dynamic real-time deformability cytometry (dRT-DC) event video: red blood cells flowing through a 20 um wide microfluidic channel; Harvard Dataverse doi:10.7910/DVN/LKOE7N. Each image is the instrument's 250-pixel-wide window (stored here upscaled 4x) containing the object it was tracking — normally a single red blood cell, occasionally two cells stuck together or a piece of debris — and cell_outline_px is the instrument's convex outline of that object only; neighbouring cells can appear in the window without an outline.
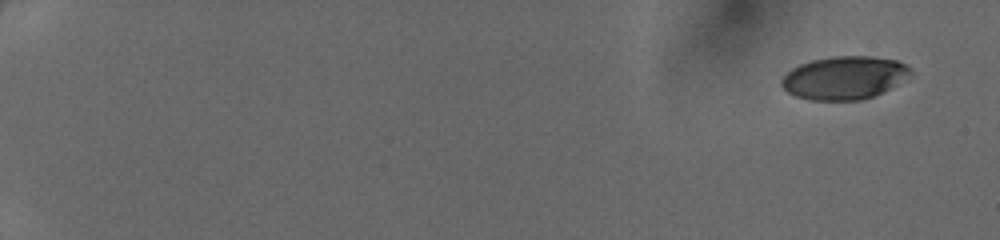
{"species": "human", "species_latin": "Homo sapiens", "temperature_condition": "cold", "stored_images_in_passage": 48, "camera_frame_rate_fps": 3000, "um_per_image_px": 0.085, "donor": {"sex": "female"}, "frame": {"image": 1, "passage_image": 1, "time_ms": 0.0, "image_size_px": [1000, 240], "cell_outline_px": [[912, 72], [888, 88], [872, 96], [860, 100], [808, 100], [796, 96], [788, 92], [780, 84], [780, 80], [792, 68], [800, 64], [812, 60], [832, 56], [872, 56], [896, 60], [912, 68]], "centroid_in_image_um": [71.71, 6.6], "position_along_channel_um": 13.3, "area_um2": 31.96}}
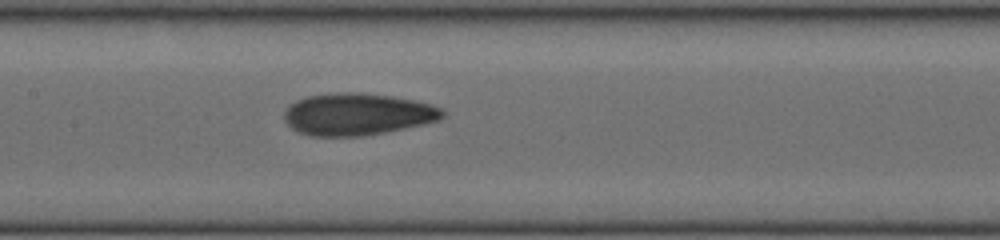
{"frame": {"image": 2, "passage_image": 26, "time_ms": 8.333, "image_size_px": [1000, 240], "cell_outline_px": [[444, 116], [440, 120], [424, 124], [384, 132], [360, 136], [308, 136], [292, 128], [284, 120], [284, 112], [296, 100], [308, 96], [328, 92], [356, 92], [392, 96], [432, 104], [444, 108]], "centroid_in_image_um": [30.39, 9.7], "position_along_channel_um": 177.0, "area_um2": 38.84}}
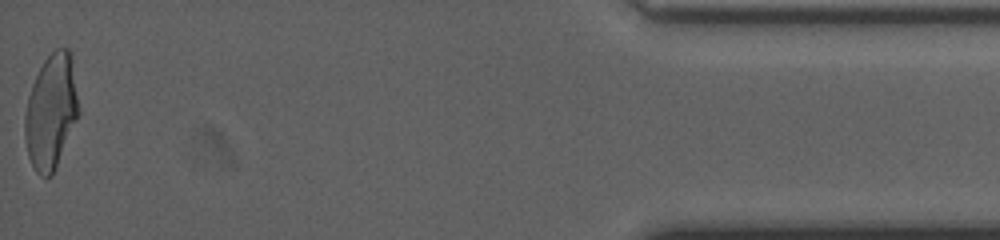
{"frame": {"image": 3, "passage_image": 48, "time_ms": 15.667, "image_size_px": [1000, 240], "cell_outline_px": [[80, 112], [52, 176], [40, 176], [36, 172], [28, 156], [24, 132], [24, 116], [28, 96], [32, 84], [44, 60], [56, 48], [68, 48], [72, 60], [80, 108]], "centroid_in_image_um": [4.34, 9.48], "position_along_channel_um": 430.9, "area_um2": 35.89}}